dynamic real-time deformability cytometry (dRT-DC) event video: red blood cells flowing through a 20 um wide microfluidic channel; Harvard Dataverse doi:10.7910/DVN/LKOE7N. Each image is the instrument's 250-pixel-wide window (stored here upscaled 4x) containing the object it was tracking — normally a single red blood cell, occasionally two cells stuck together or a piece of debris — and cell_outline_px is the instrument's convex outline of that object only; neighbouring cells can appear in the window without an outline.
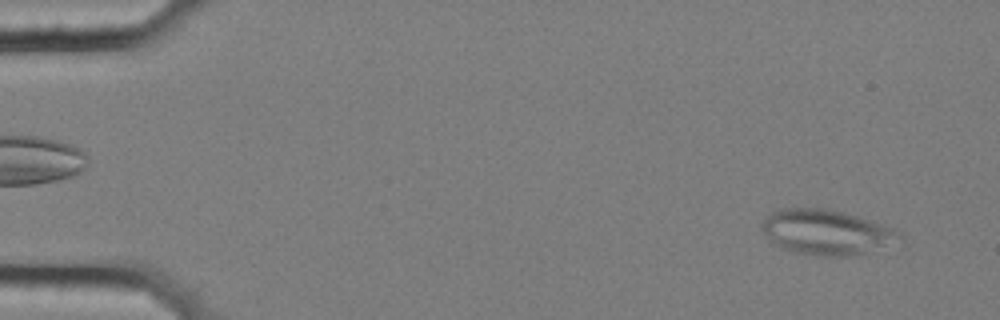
{"species": "common noctule bat (a hibernating species)", "species_latin": "Nyctalus noctula", "temperature_condition": "cold", "stored_images_in_passage": 56, "segment_of_instrument_passage": [1, 2], "camera_frame_rate_fps": 3000, "um_per_image_px": 0.085, "animal": {"sex": "female", "body_mass_g": 25.1}, "frame": {"image": 1, "passage_image": 3, "time_ms": 0.667, "image_size_px": [1000, 320], "cell_outline_px": [[904, 244], [848, 256], [816, 256], [796, 252], [780, 248], [772, 244], [760, 228], [760, 224], [772, 212], [780, 208], [828, 208], [844, 212], [896, 228], [904, 236]], "centroid_in_image_um": [70.33, 19.75], "position_along_channel_um": 14.7, "area_um2": 37.11}}